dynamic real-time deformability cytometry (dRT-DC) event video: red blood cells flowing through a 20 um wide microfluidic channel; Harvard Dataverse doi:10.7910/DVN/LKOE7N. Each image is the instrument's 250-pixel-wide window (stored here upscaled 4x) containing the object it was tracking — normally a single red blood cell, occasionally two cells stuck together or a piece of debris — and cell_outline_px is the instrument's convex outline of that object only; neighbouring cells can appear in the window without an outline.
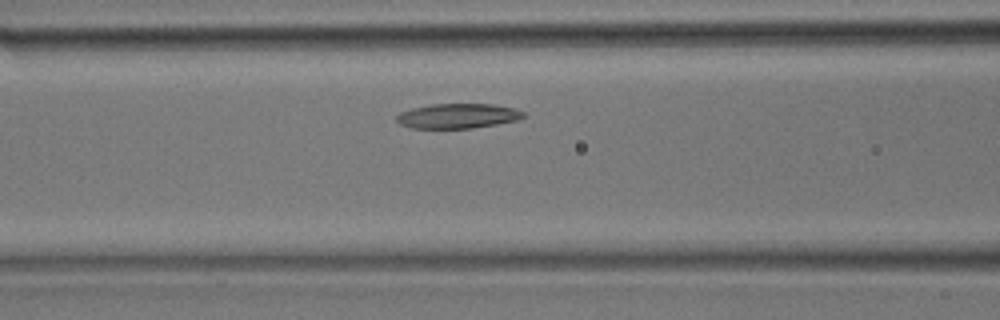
{"species": "common noctule bat (a hibernating species)", "species_latin": "Nyctalus noctula", "temperature_condition": "room temperature", "stored_images_in_passage": 24, "camera_frame_rate_fps": 3000, "um_per_image_px": 0.085, "animal": {"sex": "male", "body_mass_g": 17.9}, "frame": {"image": 1, "passage_image": 5, "time_ms": 1.333, "image_size_px": [1000, 320], "cell_outline_px": [[528, 116], [516, 120], [496, 124], [472, 128], [412, 128], [400, 124], [396, 120], [396, 116], [400, 112], [412, 108], [432, 104], [496, 104], [516, 108], [524, 112]], "centroid_in_image_um": [38.94, 9.85], "position_along_channel_um": 127.7, "area_um2": 18.44}}
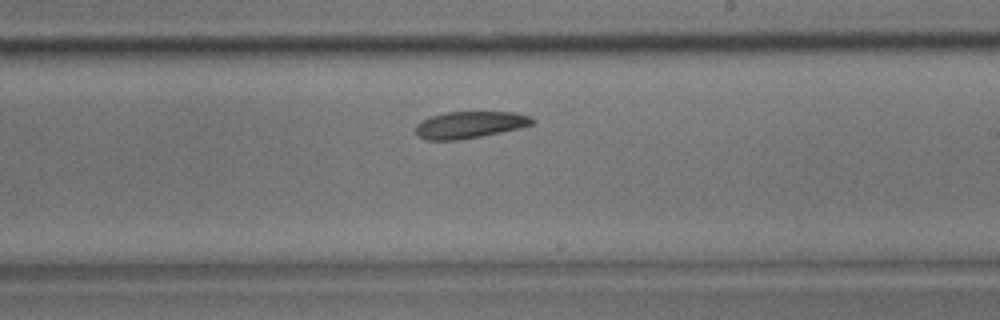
{"frame": {"image": 2, "passage_image": 11, "time_ms": 3.333, "image_size_px": [1000, 320], "cell_outline_px": [[536, 124], [520, 128], [460, 140], [424, 140], [416, 136], [416, 124], [420, 120], [444, 112], [516, 112], [528, 116], [536, 120]], "centroid_in_image_um": [39.91, 10.61], "position_along_channel_um": 249.1, "area_um2": 18.44}}
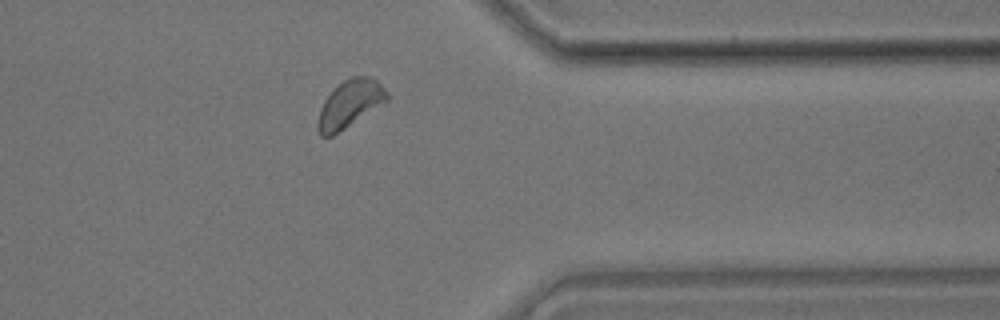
{"frame": {"image": 3, "passage_image": 18, "time_ms": 5.667, "image_size_px": [1000, 320], "cell_outline_px": [[388, 100], [332, 136], [320, 136], [316, 128], [316, 124], [320, 108], [324, 100], [344, 80], [352, 76], [368, 76], [376, 80], [388, 92]], "centroid_in_image_um": [29.71, 8.84], "position_along_channel_um": 381.7, "area_um2": 18.73}}